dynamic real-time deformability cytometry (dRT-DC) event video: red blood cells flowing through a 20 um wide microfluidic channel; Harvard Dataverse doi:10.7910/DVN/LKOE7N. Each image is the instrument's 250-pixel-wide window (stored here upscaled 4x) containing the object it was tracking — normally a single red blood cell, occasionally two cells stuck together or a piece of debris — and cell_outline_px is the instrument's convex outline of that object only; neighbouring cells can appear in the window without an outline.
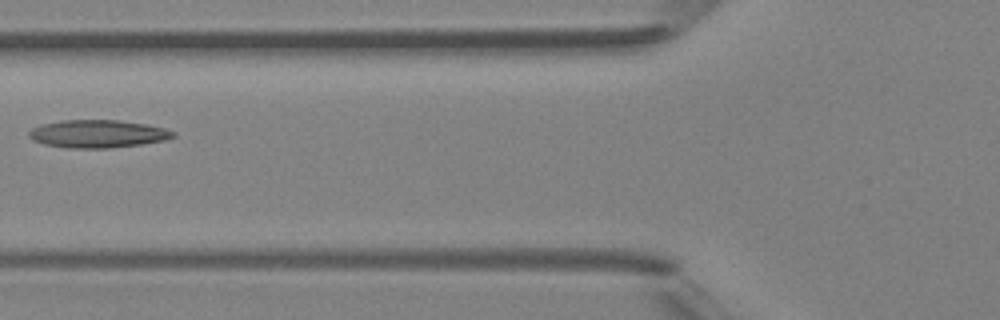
{"species": "Egyptian fruit bat (a non-hibernating species)", "species_latin": "Rousettus aegyptiacus", "temperature_condition": "room temperature", "stored_images_in_passage": 6, "camera_frame_rate_fps": 3000, "um_per_image_px": 0.085, "animal": {"sex": "female"}, "frame": {"image": 1, "passage_image": 5, "time_ms": 5.667, "image_size_px": [1000, 320], "cell_outline_px": [[176, 136], [164, 140], [140, 144], [108, 148], [68, 148], [44, 144], [32, 140], [28, 136], [28, 132], [32, 128], [40, 124], [64, 120], [116, 120], [144, 124], [164, 128], [176, 132]], "centroid_in_image_um": [8.27, 11.37], "position_along_channel_um": 117.5, "area_um2": 23.29}}
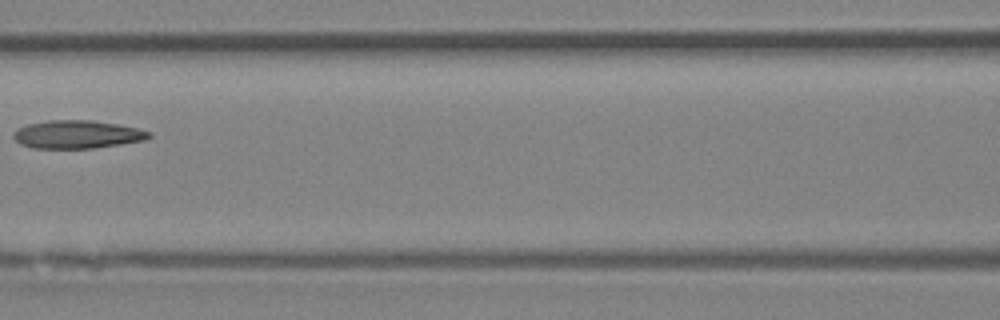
{"frame": {"image": 2, "passage_image": 6, "time_ms": 6.667, "image_size_px": [1000, 320], "cell_outline_px": [[152, 136], [144, 140], [120, 144], [92, 148], [32, 148], [20, 144], [12, 136], [12, 132], [16, 128], [28, 124], [48, 120], [92, 120], [140, 128], [152, 132]], "centroid_in_image_um": [6.54, 11.42], "position_along_channel_um": 160.1, "area_um2": 22.31}}